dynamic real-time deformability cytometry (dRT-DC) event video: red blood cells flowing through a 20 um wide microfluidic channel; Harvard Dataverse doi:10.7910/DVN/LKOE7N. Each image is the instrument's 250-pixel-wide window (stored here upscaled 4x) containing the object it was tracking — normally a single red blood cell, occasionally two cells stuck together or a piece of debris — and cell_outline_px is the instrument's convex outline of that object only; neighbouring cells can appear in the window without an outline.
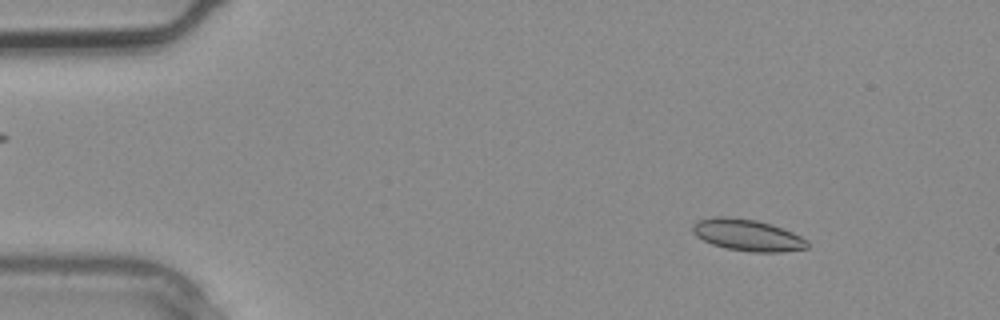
{"species": "common noctule bat (a hibernating species)", "species_latin": "Nyctalus noctula", "temperature_condition": "warm", "stored_images_in_passage": 4, "camera_frame_rate_fps": 3000, "um_per_image_px": 0.085, "animal": {"sex": "male", "body_mass_g": 20.4}, "frame": {"image": 1, "passage_image": 4, "time_ms": 1.0, "image_size_px": [1000, 320], "cell_outline_px": [[808, 248], [780, 252], [752, 252], [724, 248], [712, 244], [696, 236], [692, 232], [692, 224], [696, 220], [716, 216], [720, 216], [756, 220], [772, 224], [792, 232], [808, 240]], "centroid_in_image_um": [63.51, 19.98], "position_along_channel_um": 21.5, "area_um2": 21.21}}